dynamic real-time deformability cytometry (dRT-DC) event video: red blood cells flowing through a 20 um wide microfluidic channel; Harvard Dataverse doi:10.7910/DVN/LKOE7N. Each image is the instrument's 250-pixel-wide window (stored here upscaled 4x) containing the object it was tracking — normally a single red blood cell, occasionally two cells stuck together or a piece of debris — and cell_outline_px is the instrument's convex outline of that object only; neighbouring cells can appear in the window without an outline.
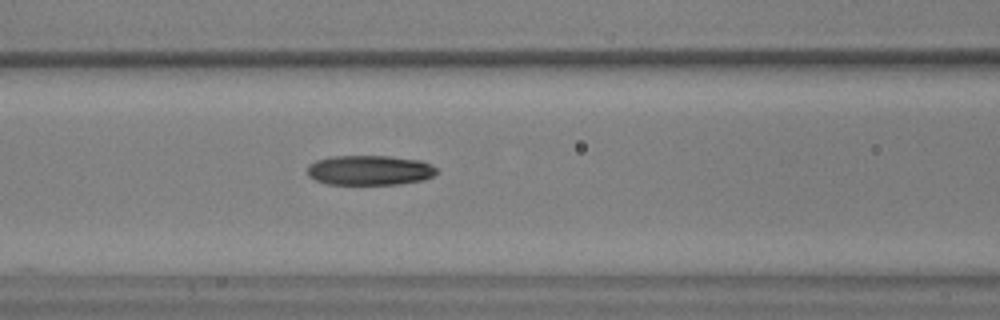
{"species": "common noctule bat (a hibernating species)", "species_latin": "Nyctalus noctula", "temperature_condition": "warm", "stored_images_in_passage": 17, "camera_frame_rate_fps": 3000, "um_per_image_px": 0.085, "animal": {"sex": "male", "body_mass_g": 17.9, "forearm_length_mm": 54.2}, "frame": {"image": 1, "passage_image": 12, "time_ms": 3.667, "image_size_px": [1000, 320], "cell_outline_px": [[436, 172], [432, 176], [424, 180], [400, 184], [328, 184], [316, 180], [308, 176], [308, 164], [316, 160], [328, 156], [388, 156], [420, 160], [432, 164], [436, 168]], "centroid_in_image_um": [31.41, 14.46], "position_along_channel_um": 135.2, "area_um2": 22.6}}